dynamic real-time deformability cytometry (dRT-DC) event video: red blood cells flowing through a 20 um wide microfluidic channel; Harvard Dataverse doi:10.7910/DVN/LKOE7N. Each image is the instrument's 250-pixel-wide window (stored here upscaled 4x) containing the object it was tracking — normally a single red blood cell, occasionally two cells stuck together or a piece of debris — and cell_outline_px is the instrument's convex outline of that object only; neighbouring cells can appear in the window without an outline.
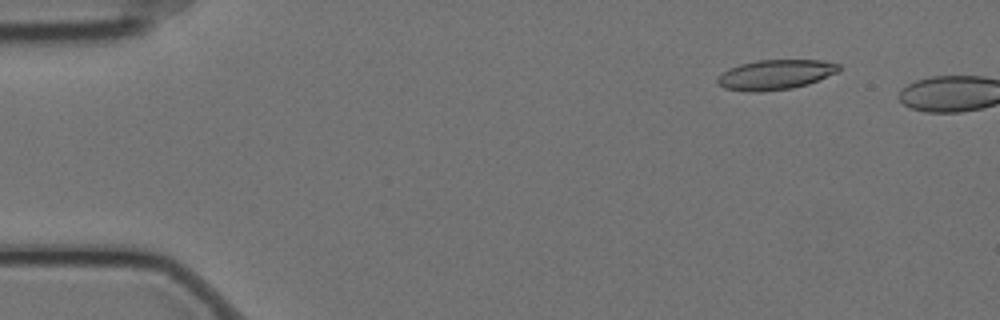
{"species": "Egyptian fruit bat (a non-hibernating species)", "species_latin": "Rousettus aegyptiacus", "temperature_condition": "cold", "stored_images_in_passage": 3, "camera_frame_rate_fps": 3000, "um_per_image_px": 0.085, "animal": {"sex": "female"}, "frame": {"image": 1, "passage_image": 2, "time_ms": 0.333, "image_size_px": [1000, 320], "cell_outline_px": [[840, 72], [808, 84], [792, 88], [760, 92], [748, 92], [724, 88], [716, 80], [728, 68], [740, 64], [760, 60], [820, 60], [840, 64]], "centroid_in_image_um": [65.95, 6.35], "position_along_channel_um": 19.1, "area_um2": 21.15}}